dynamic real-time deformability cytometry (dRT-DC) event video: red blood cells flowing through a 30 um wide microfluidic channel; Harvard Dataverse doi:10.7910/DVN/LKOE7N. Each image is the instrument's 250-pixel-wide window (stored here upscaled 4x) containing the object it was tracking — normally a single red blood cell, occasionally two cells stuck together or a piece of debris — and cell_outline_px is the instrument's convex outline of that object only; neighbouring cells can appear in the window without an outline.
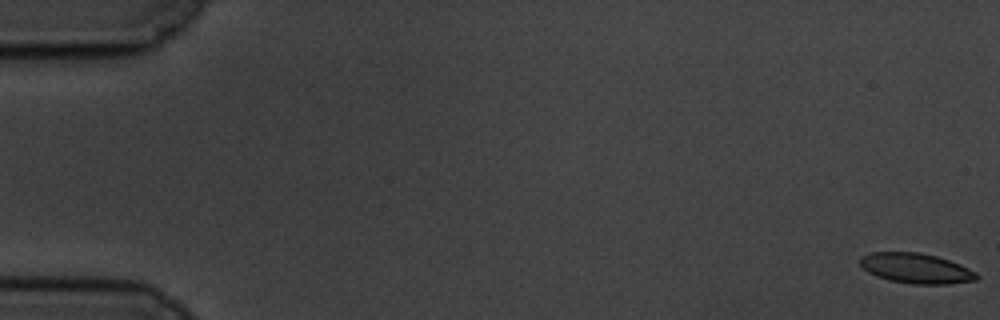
{"species": "common noctule bat (a hibernating species)", "species_latin": "Nyctalus noctula", "temperature_condition": "cold", "stored_images_in_passage": 59, "camera_frame_rate_fps": 3000, "um_per_image_px": 0.085, "animal": {"sex": "male", "body_mass_g": 19.5, "forearm_length_mm": 54.6}, "frame": {"image": 1, "passage_image": 1, "time_ms": 0.0, "image_size_px": [1000, 320], "cell_outline_px": [[980, 276], [976, 280], [944, 284], [912, 284], [888, 280], [876, 276], [868, 272], [860, 264], [860, 256], [868, 252], [920, 252], [936, 256], [960, 264], [976, 272]], "centroid_in_image_um": [77.84, 22.8], "position_along_channel_um": 7.2, "area_um2": 20.52}}
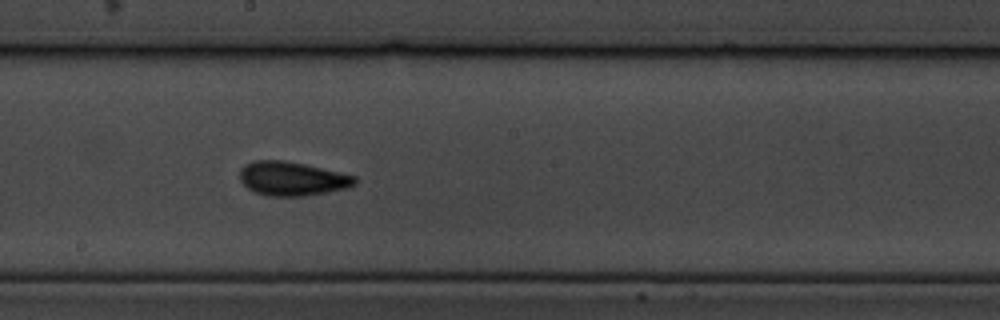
{"frame": {"image": 2, "passage_image": 33, "time_ms": 10.667, "image_size_px": [1000, 320], "cell_outline_px": [[356, 184], [348, 188], [304, 196], [268, 196], [256, 192], [248, 188], [240, 180], [240, 168], [244, 164], [252, 160], [284, 160], [304, 164], [356, 176]], "centroid_in_image_um": [24.81, 15.18], "position_along_channel_um": 223.4, "area_um2": 22.77}}
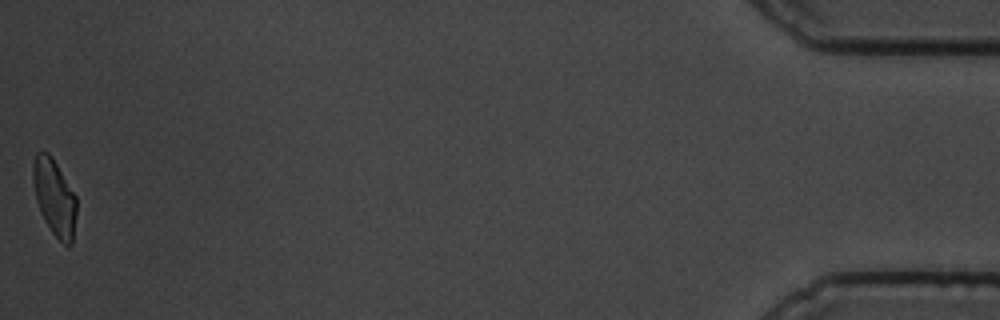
{"frame": {"image": 3, "passage_image": 59, "time_ms": 19.333, "image_size_px": [1000, 320], "cell_outline_px": [[76, 216], [72, 244], [68, 248], [52, 232], [40, 212], [36, 200], [32, 180], [32, 164], [36, 152], [48, 152], [52, 156], [76, 196]], "centroid_in_image_um": [4.62, 16.76], "position_along_channel_um": 430.6, "area_um2": 19.48}, "authors_computed_cell_mechanics": {"area_um2": 20.9814, "velocity_mm_per_s": 3.4459, "shape_relaxation_time_tau1_ms": 2.4942, "shape_relaxation_time_tau2_ms": 1.8721, "deformation_change_tau1": 0.1284, "deformation_change_tau2": 0.0912}}